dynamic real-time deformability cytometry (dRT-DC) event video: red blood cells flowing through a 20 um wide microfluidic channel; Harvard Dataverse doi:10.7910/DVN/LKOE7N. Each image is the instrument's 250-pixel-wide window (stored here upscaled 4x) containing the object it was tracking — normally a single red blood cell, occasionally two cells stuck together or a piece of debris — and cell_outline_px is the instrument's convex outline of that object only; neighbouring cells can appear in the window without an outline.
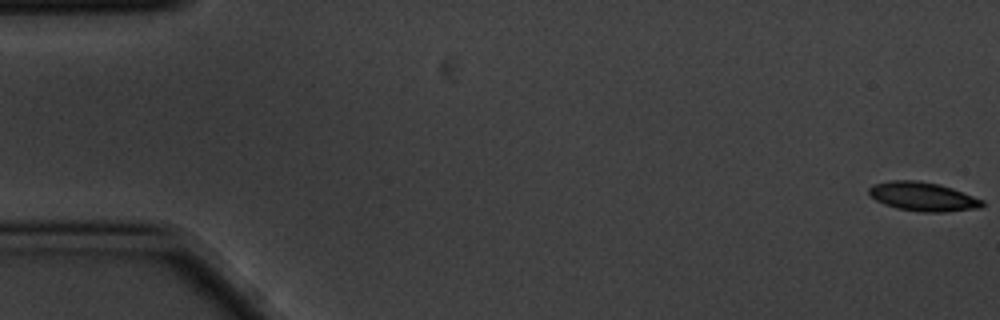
{"species": "common noctule bat (a hibernating species)", "species_latin": "Nyctalus noctula", "temperature_condition": "cold", "stored_images_in_passage": 5, "camera_frame_rate_fps": 3000, "um_per_image_px": 0.085, "animal": {"sex": "male", "body_mass_g": 20.1, "forearm_length_mm": 53.5}, "frame": {"image": 1, "passage_image": 1, "time_ms": 0.0, "image_size_px": [1000, 320], "cell_outline_px": [[984, 204], [980, 208], [944, 212], [920, 212], [896, 208], [884, 204], [876, 200], [868, 192], [868, 188], [872, 184], [888, 180], [916, 180], [940, 184], [952, 188], [984, 200]], "centroid_in_image_um": [78.43, 16.7], "position_along_channel_um": 6.6, "area_um2": 19.25}}